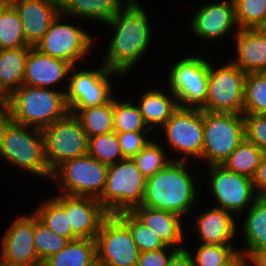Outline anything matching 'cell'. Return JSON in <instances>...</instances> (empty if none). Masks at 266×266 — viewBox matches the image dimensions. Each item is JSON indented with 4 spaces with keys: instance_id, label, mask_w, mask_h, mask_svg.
<instances>
[{
    "instance_id": "obj_12",
    "label": "cell",
    "mask_w": 266,
    "mask_h": 266,
    "mask_svg": "<svg viewBox=\"0 0 266 266\" xmlns=\"http://www.w3.org/2000/svg\"><path fill=\"white\" fill-rule=\"evenodd\" d=\"M72 66L68 75L66 102L69 109H84L108 102L113 97L110 78L121 76L117 71L110 70L104 64L96 70H75ZM74 72V73H71ZM72 74V75H71Z\"/></svg>"
},
{
    "instance_id": "obj_50",
    "label": "cell",
    "mask_w": 266,
    "mask_h": 266,
    "mask_svg": "<svg viewBox=\"0 0 266 266\" xmlns=\"http://www.w3.org/2000/svg\"><path fill=\"white\" fill-rule=\"evenodd\" d=\"M10 4L11 0H0V16Z\"/></svg>"
},
{
    "instance_id": "obj_11",
    "label": "cell",
    "mask_w": 266,
    "mask_h": 266,
    "mask_svg": "<svg viewBox=\"0 0 266 266\" xmlns=\"http://www.w3.org/2000/svg\"><path fill=\"white\" fill-rule=\"evenodd\" d=\"M63 19L66 22L65 15L60 13L34 47L46 55L77 66L80 60L89 55L94 36L86 33L84 28H79V25L64 23Z\"/></svg>"
},
{
    "instance_id": "obj_49",
    "label": "cell",
    "mask_w": 266,
    "mask_h": 266,
    "mask_svg": "<svg viewBox=\"0 0 266 266\" xmlns=\"http://www.w3.org/2000/svg\"><path fill=\"white\" fill-rule=\"evenodd\" d=\"M0 266H44V264L43 263L19 264V263L0 262Z\"/></svg>"
},
{
    "instance_id": "obj_54",
    "label": "cell",
    "mask_w": 266,
    "mask_h": 266,
    "mask_svg": "<svg viewBox=\"0 0 266 266\" xmlns=\"http://www.w3.org/2000/svg\"><path fill=\"white\" fill-rule=\"evenodd\" d=\"M90 266H107V265L96 259Z\"/></svg>"
},
{
    "instance_id": "obj_3",
    "label": "cell",
    "mask_w": 266,
    "mask_h": 266,
    "mask_svg": "<svg viewBox=\"0 0 266 266\" xmlns=\"http://www.w3.org/2000/svg\"><path fill=\"white\" fill-rule=\"evenodd\" d=\"M65 89L23 85L8 96V118L39 130L50 126L70 112Z\"/></svg>"
},
{
    "instance_id": "obj_45",
    "label": "cell",
    "mask_w": 266,
    "mask_h": 266,
    "mask_svg": "<svg viewBox=\"0 0 266 266\" xmlns=\"http://www.w3.org/2000/svg\"><path fill=\"white\" fill-rule=\"evenodd\" d=\"M188 248L177 249L171 256L167 266H193Z\"/></svg>"
},
{
    "instance_id": "obj_15",
    "label": "cell",
    "mask_w": 266,
    "mask_h": 266,
    "mask_svg": "<svg viewBox=\"0 0 266 266\" xmlns=\"http://www.w3.org/2000/svg\"><path fill=\"white\" fill-rule=\"evenodd\" d=\"M209 190L217 206L235 215H243L258 197L253 186V179L226 170L222 165H210ZM219 205V206H218Z\"/></svg>"
},
{
    "instance_id": "obj_14",
    "label": "cell",
    "mask_w": 266,
    "mask_h": 266,
    "mask_svg": "<svg viewBox=\"0 0 266 266\" xmlns=\"http://www.w3.org/2000/svg\"><path fill=\"white\" fill-rule=\"evenodd\" d=\"M95 241L100 262L107 266H137L140 251L128 226L116 214L104 219Z\"/></svg>"
},
{
    "instance_id": "obj_46",
    "label": "cell",
    "mask_w": 266,
    "mask_h": 266,
    "mask_svg": "<svg viewBox=\"0 0 266 266\" xmlns=\"http://www.w3.org/2000/svg\"><path fill=\"white\" fill-rule=\"evenodd\" d=\"M247 259L253 266H266V248L254 251Z\"/></svg>"
},
{
    "instance_id": "obj_25",
    "label": "cell",
    "mask_w": 266,
    "mask_h": 266,
    "mask_svg": "<svg viewBox=\"0 0 266 266\" xmlns=\"http://www.w3.org/2000/svg\"><path fill=\"white\" fill-rule=\"evenodd\" d=\"M150 89L141 95L137 104L145 123L152 131L156 129L155 126L157 129L162 127L179 105L176 96L169 89L168 93L158 88Z\"/></svg>"
},
{
    "instance_id": "obj_52",
    "label": "cell",
    "mask_w": 266,
    "mask_h": 266,
    "mask_svg": "<svg viewBox=\"0 0 266 266\" xmlns=\"http://www.w3.org/2000/svg\"><path fill=\"white\" fill-rule=\"evenodd\" d=\"M238 266H253V265L247 258H245Z\"/></svg>"
},
{
    "instance_id": "obj_8",
    "label": "cell",
    "mask_w": 266,
    "mask_h": 266,
    "mask_svg": "<svg viewBox=\"0 0 266 266\" xmlns=\"http://www.w3.org/2000/svg\"><path fill=\"white\" fill-rule=\"evenodd\" d=\"M210 62L208 91L203 111L244 114L245 78L247 73L231 61L214 67Z\"/></svg>"
},
{
    "instance_id": "obj_30",
    "label": "cell",
    "mask_w": 266,
    "mask_h": 266,
    "mask_svg": "<svg viewBox=\"0 0 266 266\" xmlns=\"http://www.w3.org/2000/svg\"><path fill=\"white\" fill-rule=\"evenodd\" d=\"M265 154L263 150L244 138L221 165L230 172L253 179Z\"/></svg>"
},
{
    "instance_id": "obj_22",
    "label": "cell",
    "mask_w": 266,
    "mask_h": 266,
    "mask_svg": "<svg viewBox=\"0 0 266 266\" xmlns=\"http://www.w3.org/2000/svg\"><path fill=\"white\" fill-rule=\"evenodd\" d=\"M144 225L155 232L167 245L184 248V220L180 215L161 209L138 205L130 210Z\"/></svg>"
},
{
    "instance_id": "obj_40",
    "label": "cell",
    "mask_w": 266,
    "mask_h": 266,
    "mask_svg": "<svg viewBox=\"0 0 266 266\" xmlns=\"http://www.w3.org/2000/svg\"><path fill=\"white\" fill-rule=\"evenodd\" d=\"M233 245L200 244L195 255L191 254L193 266H221L239 249ZM194 256V257H193Z\"/></svg>"
},
{
    "instance_id": "obj_19",
    "label": "cell",
    "mask_w": 266,
    "mask_h": 266,
    "mask_svg": "<svg viewBox=\"0 0 266 266\" xmlns=\"http://www.w3.org/2000/svg\"><path fill=\"white\" fill-rule=\"evenodd\" d=\"M19 14L26 42L34 47L61 13L60 0H11Z\"/></svg>"
},
{
    "instance_id": "obj_17",
    "label": "cell",
    "mask_w": 266,
    "mask_h": 266,
    "mask_svg": "<svg viewBox=\"0 0 266 266\" xmlns=\"http://www.w3.org/2000/svg\"><path fill=\"white\" fill-rule=\"evenodd\" d=\"M198 9H196L194 16L192 15L190 24L191 31L198 38L213 41L222 37L221 40H223L232 32L235 33L234 35L238 33L239 27L235 17L234 1L206 2Z\"/></svg>"
},
{
    "instance_id": "obj_23",
    "label": "cell",
    "mask_w": 266,
    "mask_h": 266,
    "mask_svg": "<svg viewBox=\"0 0 266 266\" xmlns=\"http://www.w3.org/2000/svg\"><path fill=\"white\" fill-rule=\"evenodd\" d=\"M234 36L236 54L231 61L246 73L266 72V38L255 29H239Z\"/></svg>"
},
{
    "instance_id": "obj_6",
    "label": "cell",
    "mask_w": 266,
    "mask_h": 266,
    "mask_svg": "<svg viewBox=\"0 0 266 266\" xmlns=\"http://www.w3.org/2000/svg\"><path fill=\"white\" fill-rule=\"evenodd\" d=\"M203 130L201 160L221 165L245 138L243 114L203 111Z\"/></svg>"
},
{
    "instance_id": "obj_53",
    "label": "cell",
    "mask_w": 266,
    "mask_h": 266,
    "mask_svg": "<svg viewBox=\"0 0 266 266\" xmlns=\"http://www.w3.org/2000/svg\"><path fill=\"white\" fill-rule=\"evenodd\" d=\"M8 94L0 87V98L1 99H8Z\"/></svg>"
},
{
    "instance_id": "obj_21",
    "label": "cell",
    "mask_w": 266,
    "mask_h": 266,
    "mask_svg": "<svg viewBox=\"0 0 266 266\" xmlns=\"http://www.w3.org/2000/svg\"><path fill=\"white\" fill-rule=\"evenodd\" d=\"M199 214H193L196 216L193 225L202 244L233 245L230 243L239 228L233 213L222 208L212 207Z\"/></svg>"
},
{
    "instance_id": "obj_31",
    "label": "cell",
    "mask_w": 266,
    "mask_h": 266,
    "mask_svg": "<svg viewBox=\"0 0 266 266\" xmlns=\"http://www.w3.org/2000/svg\"><path fill=\"white\" fill-rule=\"evenodd\" d=\"M114 95V132H150L145 123L138 104H133L131 100L118 101Z\"/></svg>"
},
{
    "instance_id": "obj_36",
    "label": "cell",
    "mask_w": 266,
    "mask_h": 266,
    "mask_svg": "<svg viewBox=\"0 0 266 266\" xmlns=\"http://www.w3.org/2000/svg\"><path fill=\"white\" fill-rule=\"evenodd\" d=\"M116 215L128 226L133 241L140 252L167 247L161 238L144 225L131 211H121L116 213Z\"/></svg>"
},
{
    "instance_id": "obj_44",
    "label": "cell",
    "mask_w": 266,
    "mask_h": 266,
    "mask_svg": "<svg viewBox=\"0 0 266 266\" xmlns=\"http://www.w3.org/2000/svg\"><path fill=\"white\" fill-rule=\"evenodd\" d=\"M253 186L257 196H266V154L257 168L253 178Z\"/></svg>"
},
{
    "instance_id": "obj_37",
    "label": "cell",
    "mask_w": 266,
    "mask_h": 266,
    "mask_svg": "<svg viewBox=\"0 0 266 266\" xmlns=\"http://www.w3.org/2000/svg\"><path fill=\"white\" fill-rule=\"evenodd\" d=\"M164 150L165 149L160 145L158 140L156 142V140L151 137L147 145L132 158L137 168L146 179L162 170L171 160H175L169 158V156L167 157Z\"/></svg>"
},
{
    "instance_id": "obj_48",
    "label": "cell",
    "mask_w": 266,
    "mask_h": 266,
    "mask_svg": "<svg viewBox=\"0 0 266 266\" xmlns=\"http://www.w3.org/2000/svg\"><path fill=\"white\" fill-rule=\"evenodd\" d=\"M7 100L0 98V127L2 123L8 118Z\"/></svg>"
},
{
    "instance_id": "obj_26",
    "label": "cell",
    "mask_w": 266,
    "mask_h": 266,
    "mask_svg": "<svg viewBox=\"0 0 266 266\" xmlns=\"http://www.w3.org/2000/svg\"><path fill=\"white\" fill-rule=\"evenodd\" d=\"M124 1V2H123ZM60 0L61 13L70 18L106 24L129 0ZM89 18V19H88Z\"/></svg>"
},
{
    "instance_id": "obj_42",
    "label": "cell",
    "mask_w": 266,
    "mask_h": 266,
    "mask_svg": "<svg viewBox=\"0 0 266 266\" xmlns=\"http://www.w3.org/2000/svg\"><path fill=\"white\" fill-rule=\"evenodd\" d=\"M149 132H122L117 133L120 148L124 158L135 157L150 141Z\"/></svg>"
},
{
    "instance_id": "obj_1",
    "label": "cell",
    "mask_w": 266,
    "mask_h": 266,
    "mask_svg": "<svg viewBox=\"0 0 266 266\" xmlns=\"http://www.w3.org/2000/svg\"><path fill=\"white\" fill-rule=\"evenodd\" d=\"M138 0L127 4L105 25L114 30L103 64L125 76L136 67L151 46L154 27ZM153 30V31H152ZM142 57V58H141Z\"/></svg>"
},
{
    "instance_id": "obj_16",
    "label": "cell",
    "mask_w": 266,
    "mask_h": 266,
    "mask_svg": "<svg viewBox=\"0 0 266 266\" xmlns=\"http://www.w3.org/2000/svg\"><path fill=\"white\" fill-rule=\"evenodd\" d=\"M52 198L65 210L76 238L95 239L109 215L97 198L57 194Z\"/></svg>"
},
{
    "instance_id": "obj_29",
    "label": "cell",
    "mask_w": 266,
    "mask_h": 266,
    "mask_svg": "<svg viewBox=\"0 0 266 266\" xmlns=\"http://www.w3.org/2000/svg\"><path fill=\"white\" fill-rule=\"evenodd\" d=\"M69 110L78 118L88 138L114 132V96L102 105Z\"/></svg>"
},
{
    "instance_id": "obj_32",
    "label": "cell",
    "mask_w": 266,
    "mask_h": 266,
    "mask_svg": "<svg viewBox=\"0 0 266 266\" xmlns=\"http://www.w3.org/2000/svg\"><path fill=\"white\" fill-rule=\"evenodd\" d=\"M39 206L33 212L47 228L69 241L77 239L72 234L68 215L52 197Z\"/></svg>"
},
{
    "instance_id": "obj_47",
    "label": "cell",
    "mask_w": 266,
    "mask_h": 266,
    "mask_svg": "<svg viewBox=\"0 0 266 266\" xmlns=\"http://www.w3.org/2000/svg\"><path fill=\"white\" fill-rule=\"evenodd\" d=\"M244 259L245 256L240 251H237L225 264L221 266H238Z\"/></svg>"
},
{
    "instance_id": "obj_18",
    "label": "cell",
    "mask_w": 266,
    "mask_h": 266,
    "mask_svg": "<svg viewBox=\"0 0 266 266\" xmlns=\"http://www.w3.org/2000/svg\"><path fill=\"white\" fill-rule=\"evenodd\" d=\"M16 218L2 237L0 262L42 263L34 244V212Z\"/></svg>"
},
{
    "instance_id": "obj_27",
    "label": "cell",
    "mask_w": 266,
    "mask_h": 266,
    "mask_svg": "<svg viewBox=\"0 0 266 266\" xmlns=\"http://www.w3.org/2000/svg\"><path fill=\"white\" fill-rule=\"evenodd\" d=\"M31 46L0 50V87L10 95L24 85Z\"/></svg>"
},
{
    "instance_id": "obj_7",
    "label": "cell",
    "mask_w": 266,
    "mask_h": 266,
    "mask_svg": "<svg viewBox=\"0 0 266 266\" xmlns=\"http://www.w3.org/2000/svg\"><path fill=\"white\" fill-rule=\"evenodd\" d=\"M107 168L87 154L64 161L52 172L51 179L61 189L60 194L98 198L105 187Z\"/></svg>"
},
{
    "instance_id": "obj_33",
    "label": "cell",
    "mask_w": 266,
    "mask_h": 266,
    "mask_svg": "<svg viewBox=\"0 0 266 266\" xmlns=\"http://www.w3.org/2000/svg\"><path fill=\"white\" fill-rule=\"evenodd\" d=\"M29 46L16 9L10 4L0 16V50Z\"/></svg>"
},
{
    "instance_id": "obj_20",
    "label": "cell",
    "mask_w": 266,
    "mask_h": 266,
    "mask_svg": "<svg viewBox=\"0 0 266 266\" xmlns=\"http://www.w3.org/2000/svg\"><path fill=\"white\" fill-rule=\"evenodd\" d=\"M71 67L69 62L53 58L31 46L26 61L24 85L56 89L54 87L57 83L68 80Z\"/></svg>"
},
{
    "instance_id": "obj_5",
    "label": "cell",
    "mask_w": 266,
    "mask_h": 266,
    "mask_svg": "<svg viewBox=\"0 0 266 266\" xmlns=\"http://www.w3.org/2000/svg\"><path fill=\"white\" fill-rule=\"evenodd\" d=\"M145 185L146 178L135 161L125 158L108 165L105 187L97 199L109 214L130 211L142 204Z\"/></svg>"
},
{
    "instance_id": "obj_43",
    "label": "cell",
    "mask_w": 266,
    "mask_h": 266,
    "mask_svg": "<svg viewBox=\"0 0 266 266\" xmlns=\"http://www.w3.org/2000/svg\"><path fill=\"white\" fill-rule=\"evenodd\" d=\"M176 250L174 247L167 246L163 249L140 252L137 266H167Z\"/></svg>"
},
{
    "instance_id": "obj_4",
    "label": "cell",
    "mask_w": 266,
    "mask_h": 266,
    "mask_svg": "<svg viewBox=\"0 0 266 266\" xmlns=\"http://www.w3.org/2000/svg\"><path fill=\"white\" fill-rule=\"evenodd\" d=\"M0 157L30 175L52 178L45 159L43 134L39 129L7 118L0 127Z\"/></svg>"
},
{
    "instance_id": "obj_9",
    "label": "cell",
    "mask_w": 266,
    "mask_h": 266,
    "mask_svg": "<svg viewBox=\"0 0 266 266\" xmlns=\"http://www.w3.org/2000/svg\"><path fill=\"white\" fill-rule=\"evenodd\" d=\"M210 62L197 55L180 58L168 73V88L181 108H201L207 99Z\"/></svg>"
},
{
    "instance_id": "obj_51",
    "label": "cell",
    "mask_w": 266,
    "mask_h": 266,
    "mask_svg": "<svg viewBox=\"0 0 266 266\" xmlns=\"http://www.w3.org/2000/svg\"><path fill=\"white\" fill-rule=\"evenodd\" d=\"M266 38V21L256 28Z\"/></svg>"
},
{
    "instance_id": "obj_41",
    "label": "cell",
    "mask_w": 266,
    "mask_h": 266,
    "mask_svg": "<svg viewBox=\"0 0 266 266\" xmlns=\"http://www.w3.org/2000/svg\"><path fill=\"white\" fill-rule=\"evenodd\" d=\"M245 138L266 153V115L243 114Z\"/></svg>"
},
{
    "instance_id": "obj_28",
    "label": "cell",
    "mask_w": 266,
    "mask_h": 266,
    "mask_svg": "<svg viewBox=\"0 0 266 266\" xmlns=\"http://www.w3.org/2000/svg\"><path fill=\"white\" fill-rule=\"evenodd\" d=\"M97 259L95 239L71 240L57 254L49 257L44 266H90Z\"/></svg>"
},
{
    "instance_id": "obj_10",
    "label": "cell",
    "mask_w": 266,
    "mask_h": 266,
    "mask_svg": "<svg viewBox=\"0 0 266 266\" xmlns=\"http://www.w3.org/2000/svg\"><path fill=\"white\" fill-rule=\"evenodd\" d=\"M41 131L45 159L51 172L64 161L88 154V136L71 112Z\"/></svg>"
},
{
    "instance_id": "obj_24",
    "label": "cell",
    "mask_w": 266,
    "mask_h": 266,
    "mask_svg": "<svg viewBox=\"0 0 266 266\" xmlns=\"http://www.w3.org/2000/svg\"><path fill=\"white\" fill-rule=\"evenodd\" d=\"M246 211L240 228L245 245L239 251L248 258L254 251L266 248V196H258Z\"/></svg>"
},
{
    "instance_id": "obj_38",
    "label": "cell",
    "mask_w": 266,
    "mask_h": 266,
    "mask_svg": "<svg viewBox=\"0 0 266 266\" xmlns=\"http://www.w3.org/2000/svg\"><path fill=\"white\" fill-rule=\"evenodd\" d=\"M68 242L67 238L47 228L34 214V244L42 263L52 255L59 253Z\"/></svg>"
},
{
    "instance_id": "obj_35",
    "label": "cell",
    "mask_w": 266,
    "mask_h": 266,
    "mask_svg": "<svg viewBox=\"0 0 266 266\" xmlns=\"http://www.w3.org/2000/svg\"><path fill=\"white\" fill-rule=\"evenodd\" d=\"M88 155L106 165L125 159L116 132L89 137Z\"/></svg>"
},
{
    "instance_id": "obj_39",
    "label": "cell",
    "mask_w": 266,
    "mask_h": 266,
    "mask_svg": "<svg viewBox=\"0 0 266 266\" xmlns=\"http://www.w3.org/2000/svg\"><path fill=\"white\" fill-rule=\"evenodd\" d=\"M239 29H255L266 21V0H234Z\"/></svg>"
},
{
    "instance_id": "obj_2",
    "label": "cell",
    "mask_w": 266,
    "mask_h": 266,
    "mask_svg": "<svg viewBox=\"0 0 266 266\" xmlns=\"http://www.w3.org/2000/svg\"><path fill=\"white\" fill-rule=\"evenodd\" d=\"M187 162L171 160L162 170L147 178L141 205L170 211L181 217L191 215L199 191Z\"/></svg>"
},
{
    "instance_id": "obj_13",
    "label": "cell",
    "mask_w": 266,
    "mask_h": 266,
    "mask_svg": "<svg viewBox=\"0 0 266 266\" xmlns=\"http://www.w3.org/2000/svg\"><path fill=\"white\" fill-rule=\"evenodd\" d=\"M161 128L170 150L183 156L180 160L187 161L191 157L201 160L204 141L203 110L179 107Z\"/></svg>"
},
{
    "instance_id": "obj_34",
    "label": "cell",
    "mask_w": 266,
    "mask_h": 266,
    "mask_svg": "<svg viewBox=\"0 0 266 266\" xmlns=\"http://www.w3.org/2000/svg\"><path fill=\"white\" fill-rule=\"evenodd\" d=\"M244 114L266 115V72L247 73L245 78Z\"/></svg>"
}]
</instances>
